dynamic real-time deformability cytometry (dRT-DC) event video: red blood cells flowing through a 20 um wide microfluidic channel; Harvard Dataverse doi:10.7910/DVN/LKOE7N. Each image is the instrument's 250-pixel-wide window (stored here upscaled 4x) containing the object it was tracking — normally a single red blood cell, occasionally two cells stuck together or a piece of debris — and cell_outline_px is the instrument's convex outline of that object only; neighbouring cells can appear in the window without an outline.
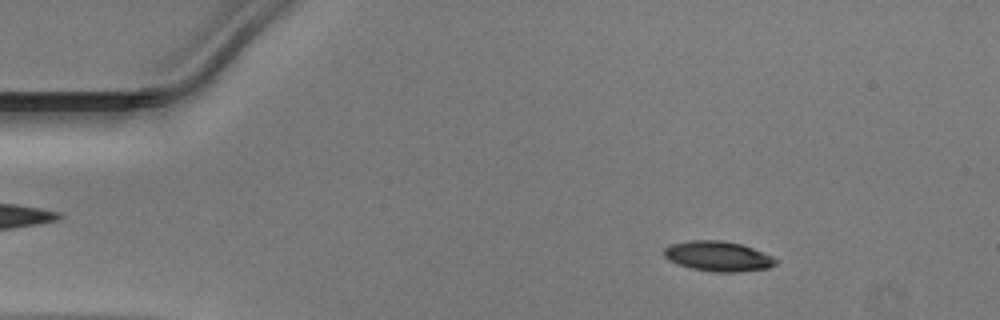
{"species": "Egyptian fruit bat (a non-hibernating species)", "species_latin": "Rousettus aegyptiacus", "temperature_condition": "warm", "stored_images_in_passage": 49, "camera_frame_rate_fps": 3000, "um_per_image_px": 0.085, "animal": {"sex": "male"}, "frame": {"image": 1, "passage_image": 7, "time_ms": 2.0, "image_size_px": [1000, 320], "cell_outline_px": [[776, 264], [768, 268], [740, 272], [716, 272], [692, 268], [668, 260], [664, 256], [664, 248], [668, 244], [688, 240], [720, 240], [740, 244], [752, 248], [772, 256], [776, 260]], "centroid_in_image_um": [61.0, 21.77], "position_along_channel_um": 24.0, "area_um2": 19.48}}
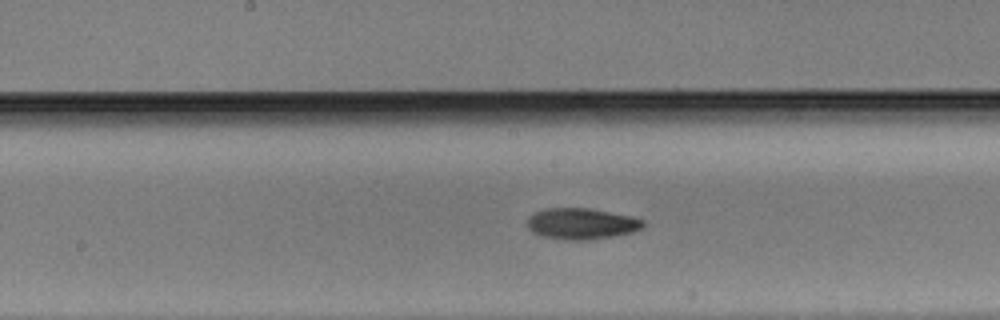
{"frame": {"image": 2, "passage_image": 25, "time_ms": 8.0, "image_size_px": [1000, 320], "cell_outline_px": [[644, 224], [640, 228], [632, 232], [612, 236], [588, 240], [564, 240], [540, 236], [532, 232], [528, 228], [528, 216], [544, 208], [588, 208], [632, 216], [644, 220]], "centroid_in_image_um": [49.39, 19.01], "position_along_channel_um": 198.8, "area_um2": 21.04}}
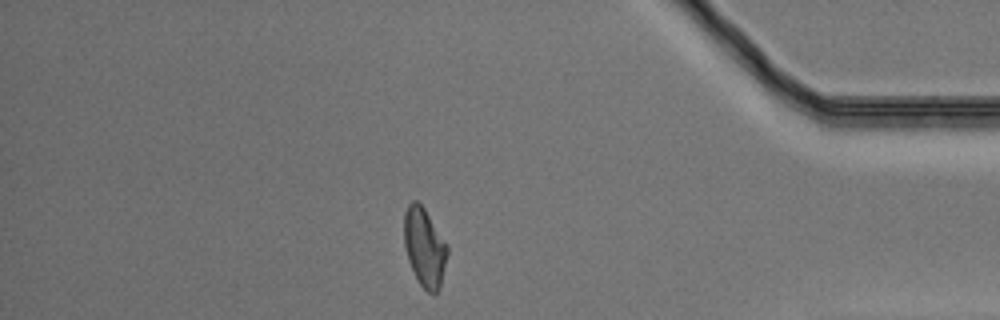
{"frame": {"image": 3, "passage_image": 42, "time_ms": 13.667, "image_size_px": [1000, 320], "cell_outline_px": [[448, 252], [440, 288], [436, 292], [428, 292], [416, 280], [408, 260], [404, 244], [404, 212], [408, 204], [412, 200], [416, 200], [424, 208], [448, 244]], "centroid_in_image_um": [36.08, 21.01], "position_along_channel_um": 399.1, "area_um2": 19.94}}